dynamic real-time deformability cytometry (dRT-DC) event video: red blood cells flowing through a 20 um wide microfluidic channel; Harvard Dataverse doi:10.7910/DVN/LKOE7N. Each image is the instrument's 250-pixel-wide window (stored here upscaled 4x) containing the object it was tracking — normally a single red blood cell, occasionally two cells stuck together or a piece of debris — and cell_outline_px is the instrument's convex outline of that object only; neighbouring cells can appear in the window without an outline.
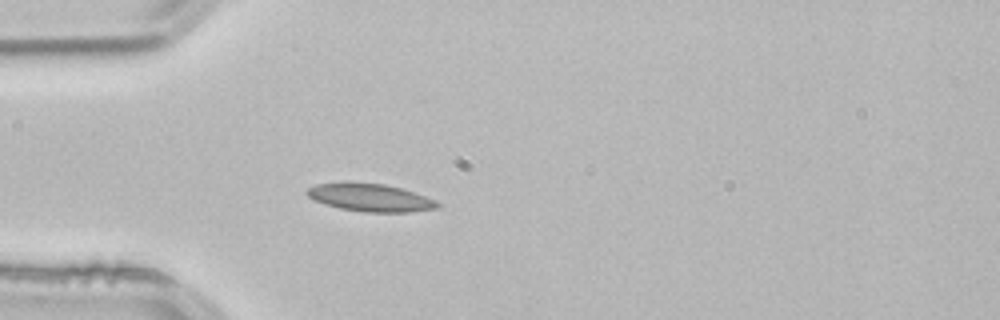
{"species": "common noctule bat (a hibernating species)", "species_latin": "Nyctalus noctula", "temperature_condition": "room temperature", "stored_images_in_passage": 39, "camera_frame_rate_fps": 3000, "um_per_image_px": 0.085, "animal": {"sex": "male", "body_mass_g": 21.5, "forearm_length_mm": 52.0}, "frame": {"image": 1, "passage_image": 1, "time_ms": 0.0, "image_size_px": [1000, 320], "cell_outline_px": [[440, 208], [408, 212], [364, 212], [340, 208], [324, 204], [308, 196], [304, 192], [308, 188], [316, 184], [384, 184], [400, 188], [436, 200], [440, 204]], "centroid_in_image_um": [31.51, 16.83], "position_along_channel_um": 53.5, "area_um2": 20.46}}
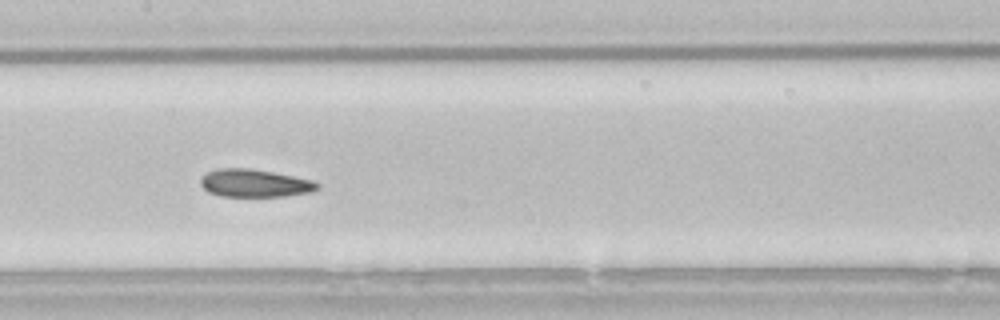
{"frame": {"image": 2, "passage_image": 12, "time_ms": 3.667, "image_size_px": [1000, 320], "cell_outline_px": [[320, 188], [312, 192], [284, 196], [220, 196], [208, 192], [200, 184], [200, 176], [208, 172], [220, 168], [252, 168], [312, 180], [320, 184]], "centroid_in_image_um": [21.64, 15.57], "position_along_channel_um": 185.8, "area_um2": 18.96}, "authors_computed_cell_mechanics": {"area_um2": 19.2474, "velocity_mm_per_s": 3.8041, "shape_relaxation_time_tau1_ms": 7.7625, "shape_relaxation_time_tau2_ms": 2.4422, "deformation_change_tau1": 0.145, "deformation_change_tau2": 0.0576}}